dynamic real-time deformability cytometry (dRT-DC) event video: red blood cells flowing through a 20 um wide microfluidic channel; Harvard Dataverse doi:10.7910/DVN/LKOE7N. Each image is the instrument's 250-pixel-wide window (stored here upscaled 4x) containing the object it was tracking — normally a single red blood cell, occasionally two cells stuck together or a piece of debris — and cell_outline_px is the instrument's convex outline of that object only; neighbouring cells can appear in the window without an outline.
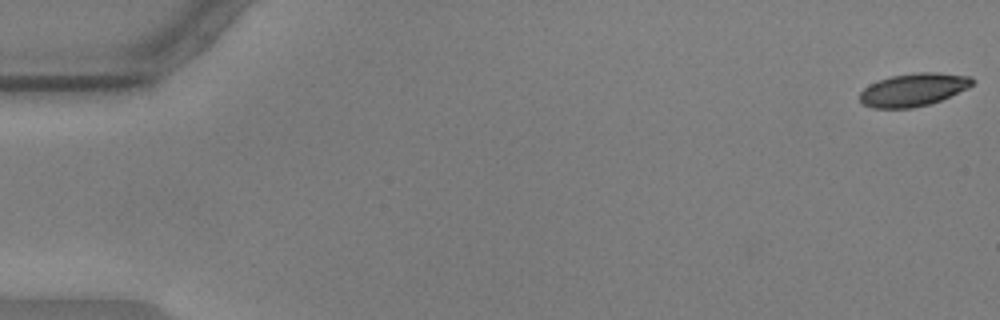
{"species": "common noctule bat (a hibernating species)", "species_latin": "Nyctalus noctula", "temperature_condition": "warm", "stored_images_in_passage": 57, "camera_frame_rate_fps": 3000, "um_per_image_px": 0.085, "animal": {"sex": "male", "body_mass_g": 17.9, "forearm_length_mm": 54.2}, "frame": {"image": 1, "passage_image": 1, "time_ms": 0.0, "image_size_px": [1000, 320], "cell_outline_px": [[976, 80], [968, 88], [940, 100], [928, 104], [912, 108], [872, 108], [864, 104], [860, 100], [860, 92], [864, 88], [880, 80], [892, 76], [916, 72], [940, 72], [972, 76]], "centroid_in_image_um": [77.68, 7.61], "position_along_channel_um": 7.3, "area_um2": 21.5}}
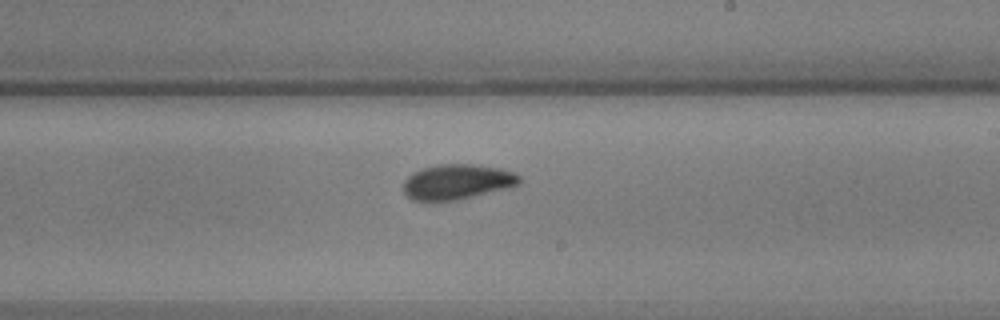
{"frame": {"image": 2, "passage_image": 34, "time_ms": 11.0, "image_size_px": [1000, 320], "cell_outline_px": [[520, 184], [456, 200], [428, 204], [412, 200], [404, 192], [404, 180], [408, 176], [424, 168], [440, 164], [472, 164], [500, 168], [512, 172], [520, 176]], "centroid_in_image_um": [38.79, 15.49], "position_along_channel_um": 250.2, "area_um2": 23.81}}
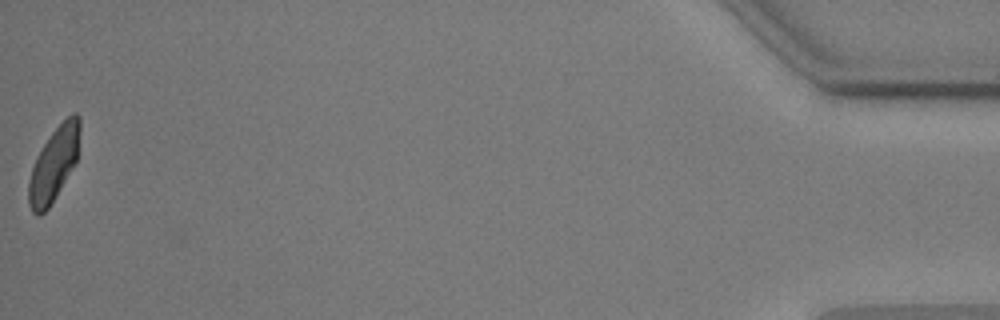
{"frame": {"image": 3, "passage_image": 57, "time_ms": 18.667, "image_size_px": [1000, 320], "cell_outline_px": [[80, 132], [76, 160], [48, 208], [40, 216], [36, 216], [32, 212], [28, 204], [28, 180], [36, 156], [52, 132], [72, 112], [76, 112], [80, 116]], "centroid_in_image_um": [4.55, 13.95], "position_along_channel_um": 430.6, "area_um2": 21.62}, "authors_computed_cell_mechanics": {"area_um2": 22.831, "velocity_mm_per_s": 3.5652, "shape_relaxation_time_tau1_ms": 3.0143, "shape_relaxation_time_tau2_ms": 2.6474, "deformation_change_tau1": 0.1219, "deformation_change_tau2": 0.0783}}